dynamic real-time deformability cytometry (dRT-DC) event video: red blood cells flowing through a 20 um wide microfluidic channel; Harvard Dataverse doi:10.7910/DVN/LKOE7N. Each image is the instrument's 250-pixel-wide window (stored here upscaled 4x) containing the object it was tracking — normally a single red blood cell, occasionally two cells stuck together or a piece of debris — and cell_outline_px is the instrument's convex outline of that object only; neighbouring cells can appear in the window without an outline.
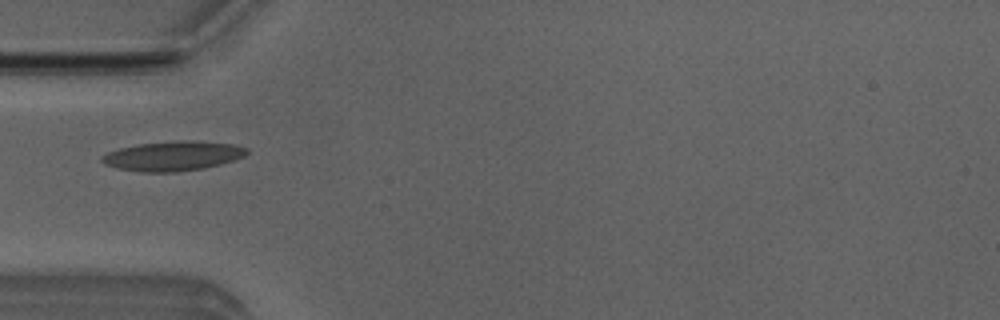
{"species": "Egyptian fruit bat (a non-hibernating species)", "species_latin": "Rousettus aegyptiacus", "temperature_condition": "room temperature", "stored_images_in_passage": 44, "camera_frame_rate_fps": 3000, "um_per_image_px": 0.085, "animal": {"sex": "male"}, "frame": {"image": 1, "passage_image": 9, "time_ms": 2.667, "image_size_px": [1000, 320], "cell_outline_px": [[248, 152], [244, 156], [220, 164], [204, 168], [176, 172], [140, 172], [116, 168], [104, 164], [100, 160], [100, 156], [108, 152], [120, 148], [140, 144], [184, 140], [192, 140], [232, 144], [248, 148]], "centroid_in_image_um": [14.67, 13.26], "position_along_channel_um": 70.3, "area_um2": 24.91}}
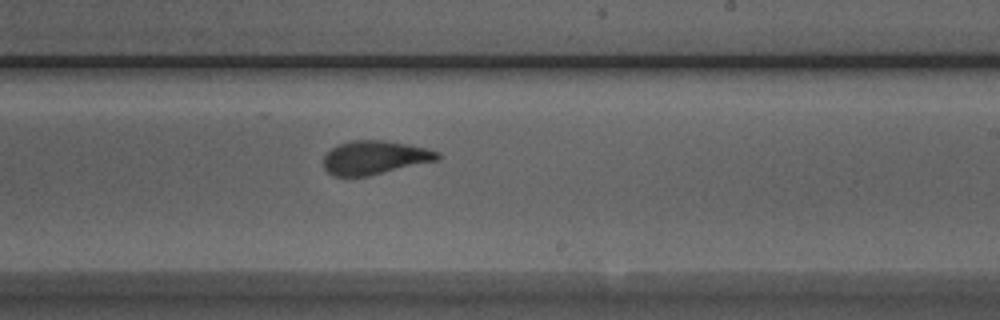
{"frame": {"image": 2, "passage_image": 23, "time_ms": 7.333, "image_size_px": [1000, 320], "cell_outline_px": [[440, 156], [436, 160], [368, 176], [332, 176], [324, 168], [324, 156], [332, 148], [340, 144], [352, 140], [384, 140], [408, 144], [440, 152]], "centroid_in_image_um": [31.82, 13.39], "position_along_channel_um": 257.2, "area_um2": 22.08}}
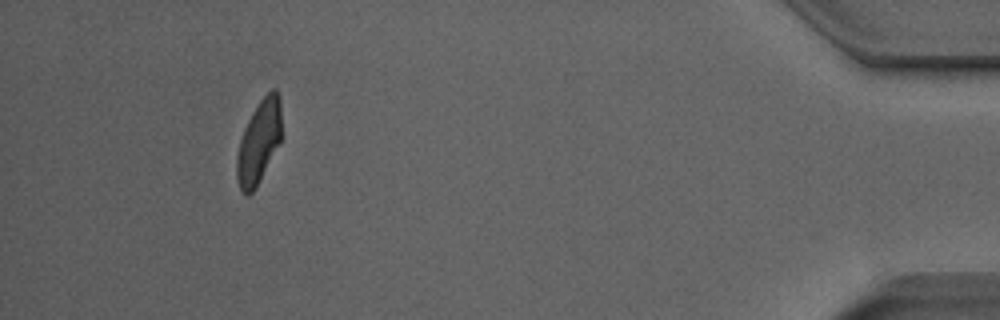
{"frame": {"image": 3, "passage_image": 40, "time_ms": 13.0, "image_size_px": [1000, 320], "cell_outline_px": [[280, 144], [256, 188], [248, 196], [244, 196], [240, 192], [236, 176], [236, 156], [240, 140], [244, 128], [252, 112], [260, 100], [272, 88], [276, 88], [280, 96]], "centroid_in_image_um": [21.99, 12.11], "position_along_channel_um": 413.2, "area_um2": 21.91}, "authors_computed_cell_mechanics": {"area_um2": 22.5998, "velocity_mm_per_s": 3.9888, "shape_relaxation_time_tau1_ms": 4.5032, "shape_relaxation_time_tau2_ms": 1.6615, "deformation_change_tau1": 0.1708, "deformation_change_tau2": 0.0945}}